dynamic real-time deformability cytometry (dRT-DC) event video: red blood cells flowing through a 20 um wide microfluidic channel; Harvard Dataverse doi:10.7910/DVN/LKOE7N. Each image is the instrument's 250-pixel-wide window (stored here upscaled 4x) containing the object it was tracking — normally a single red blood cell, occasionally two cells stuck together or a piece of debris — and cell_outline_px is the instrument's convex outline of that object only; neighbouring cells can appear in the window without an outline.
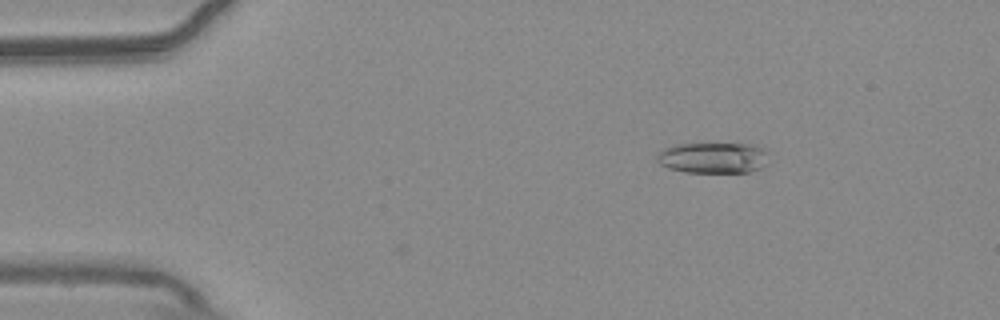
{"species": "common noctule bat (a hibernating species)", "species_latin": "Nyctalus noctula", "temperature_condition": "warm", "stored_images_in_passage": 55, "camera_frame_rate_fps": 3000, "um_per_image_px": 0.085, "animal": {"sex": "male", "body_mass_g": 20.4}, "frame": {"image": 1, "passage_image": 9, "time_ms": 2.667, "image_size_px": [1000, 320], "cell_outline_px": [[768, 164], [760, 168], [748, 172], [684, 172], [668, 168], [660, 164], [656, 160], [656, 152], [664, 148], [676, 144], [756, 144], [764, 148], [768, 152]], "centroid_in_image_um": [60.63, 13.41], "position_along_channel_um": 24.4, "area_um2": 20.46}}
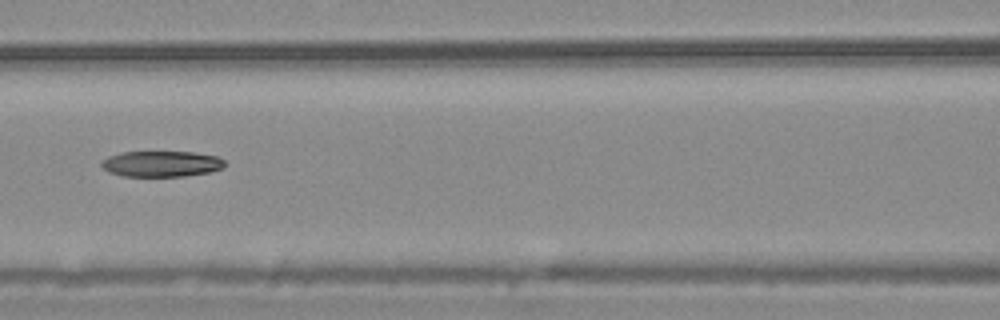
{"frame": {"image": 2, "passage_image": 25, "time_ms": 8.0, "image_size_px": [1000, 320], "cell_outline_px": [[228, 164], [224, 168], [208, 172], [184, 176], [124, 176], [108, 172], [100, 164], [108, 156], [124, 152], [192, 152], [216, 156], [224, 160]], "centroid_in_image_um": [13.75, 13.93], "position_along_channel_um": 152.8, "area_um2": 18.5}}
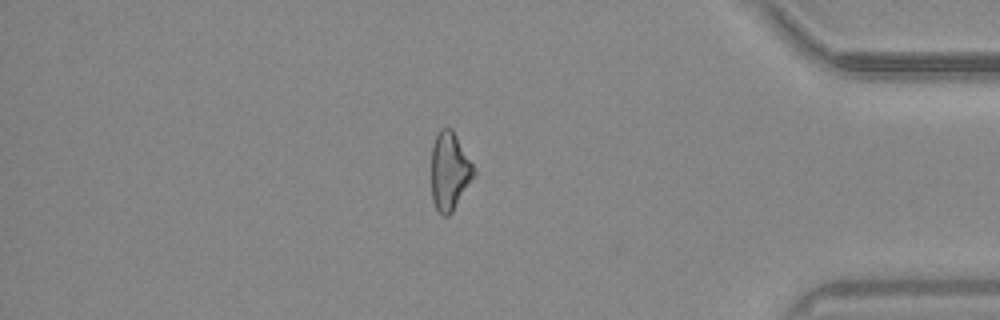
{"frame": {"image": 3, "passage_image": 47, "time_ms": 15.333, "image_size_px": [1000, 320], "cell_outline_px": [[476, 172], [452, 212], [448, 216], [444, 216], [436, 208], [432, 200], [432, 144], [440, 128], [452, 128], [476, 168]], "centroid_in_image_um": [38.22, 14.52], "position_along_channel_um": 397.0, "area_um2": 19.25}, "authors_computed_cell_mechanics": {"area_um2": 20.1144, "velocity_mm_per_s": 3.7586, "shape_relaxation_time_tau1_ms": 11.0016, "shape_relaxation_time_tau2_ms": null, "deformation_change_tau1": 0.2176, "deformation_change_tau2": null}}